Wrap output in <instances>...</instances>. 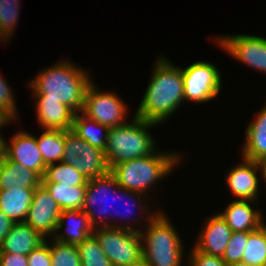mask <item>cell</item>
Here are the masks:
<instances>
[{
	"mask_svg": "<svg viewBox=\"0 0 266 266\" xmlns=\"http://www.w3.org/2000/svg\"><path fill=\"white\" fill-rule=\"evenodd\" d=\"M125 266H150V265L148 264V262L145 259L142 258L138 262H135V263H132L129 265H125Z\"/></svg>",
	"mask_w": 266,
	"mask_h": 266,
	"instance_id": "60d3db41",
	"label": "cell"
},
{
	"mask_svg": "<svg viewBox=\"0 0 266 266\" xmlns=\"http://www.w3.org/2000/svg\"><path fill=\"white\" fill-rule=\"evenodd\" d=\"M35 188L0 190V210L14 223L24 222Z\"/></svg>",
	"mask_w": 266,
	"mask_h": 266,
	"instance_id": "7402d4cb",
	"label": "cell"
},
{
	"mask_svg": "<svg viewBox=\"0 0 266 266\" xmlns=\"http://www.w3.org/2000/svg\"><path fill=\"white\" fill-rule=\"evenodd\" d=\"M5 156L18 164L35 171L43 178L46 165L36 142V136L26 131H18L10 140L6 142Z\"/></svg>",
	"mask_w": 266,
	"mask_h": 266,
	"instance_id": "4fadbf2b",
	"label": "cell"
},
{
	"mask_svg": "<svg viewBox=\"0 0 266 266\" xmlns=\"http://www.w3.org/2000/svg\"><path fill=\"white\" fill-rule=\"evenodd\" d=\"M37 75L29 83L34 99L58 100L76 113L82 111L85 91L92 82L89 72L68 60H62Z\"/></svg>",
	"mask_w": 266,
	"mask_h": 266,
	"instance_id": "7a4b0ae2",
	"label": "cell"
},
{
	"mask_svg": "<svg viewBox=\"0 0 266 266\" xmlns=\"http://www.w3.org/2000/svg\"><path fill=\"white\" fill-rule=\"evenodd\" d=\"M93 234L113 266L129 265L143 258L139 231L106 226L94 228Z\"/></svg>",
	"mask_w": 266,
	"mask_h": 266,
	"instance_id": "8992f818",
	"label": "cell"
},
{
	"mask_svg": "<svg viewBox=\"0 0 266 266\" xmlns=\"http://www.w3.org/2000/svg\"><path fill=\"white\" fill-rule=\"evenodd\" d=\"M260 228L264 231V235L266 237V224H265L264 220H262Z\"/></svg>",
	"mask_w": 266,
	"mask_h": 266,
	"instance_id": "7bdbcfd3",
	"label": "cell"
},
{
	"mask_svg": "<svg viewBox=\"0 0 266 266\" xmlns=\"http://www.w3.org/2000/svg\"><path fill=\"white\" fill-rule=\"evenodd\" d=\"M48 239L32 250L28 255V266H51V255Z\"/></svg>",
	"mask_w": 266,
	"mask_h": 266,
	"instance_id": "836d02e7",
	"label": "cell"
},
{
	"mask_svg": "<svg viewBox=\"0 0 266 266\" xmlns=\"http://www.w3.org/2000/svg\"><path fill=\"white\" fill-rule=\"evenodd\" d=\"M50 239L51 266H82L77 245Z\"/></svg>",
	"mask_w": 266,
	"mask_h": 266,
	"instance_id": "f1b7e54d",
	"label": "cell"
},
{
	"mask_svg": "<svg viewBox=\"0 0 266 266\" xmlns=\"http://www.w3.org/2000/svg\"><path fill=\"white\" fill-rule=\"evenodd\" d=\"M44 130L40 137H36L44 163L46 166L59 163L64 155L65 131L59 129Z\"/></svg>",
	"mask_w": 266,
	"mask_h": 266,
	"instance_id": "cb8c5ba5",
	"label": "cell"
},
{
	"mask_svg": "<svg viewBox=\"0 0 266 266\" xmlns=\"http://www.w3.org/2000/svg\"><path fill=\"white\" fill-rule=\"evenodd\" d=\"M250 200H234L219 214L233 232L255 231L262 223V213L253 209Z\"/></svg>",
	"mask_w": 266,
	"mask_h": 266,
	"instance_id": "ac0fdd59",
	"label": "cell"
},
{
	"mask_svg": "<svg viewBox=\"0 0 266 266\" xmlns=\"http://www.w3.org/2000/svg\"><path fill=\"white\" fill-rule=\"evenodd\" d=\"M123 194V195H122ZM144 194H142V193H139V192H132V191H129V190H127V189H124V188H122V187H118L116 190H115V201H118L119 200V197H120V200H122V197L126 200V199H129V200H132V201H127L126 200V202L127 203H129V202H132L131 204H132V206H134V205H136L137 204V206H139L140 207V210H142V211H144V212H146V214L149 212L148 210L151 208L150 206H148V204H146V203H148L147 202V200H148V198L146 199V197L145 196H143ZM124 199H123V201H124ZM137 199V200H136ZM143 199V200H142ZM135 200V201H134ZM146 200V201H145ZM127 205V204H126ZM130 205V204H129ZM131 206V207H132ZM129 207V206H128ZM132 209L133 208H131L130 210L132 211ZM129 210V209H128ZM128 211L129 213H131V211ZM117 212V211H116ZM119 212V211H118ZM120 213V212H119ZM119 213H118V215H117V213H115V215H117L115 218H117V217H119ZM134 213V212H133ZM132 214V213H131ZM123 215V216H122ZM122 215H120V216H122L123 218L122 219H124V218H128V217H130V216H126V215H124L123 213H122Z\"/></svg>",
	"mask_w": 266,
	"mask_h": 266,
	"instance_id": "1f68e13d",
	"label": "cell"
},
{
	"mask_svg": "<svg viewBox=\"0 0 266 266\" xmlns=\"http://www.w3.org/2000/svg\"><path fill=\"white\" fill-rule=\"evenodd\" d=\"M20 0H0V40L9 42L19 17ZM16 24V25H15Z\"/></svg>",
	"mask_w": 266,
	"mask_h": 266,
	"instance_id": "f546056e",
	"label": "cell"
},
{
	"mask_svg": "<svg viewBox=\"0 0 266 266\" xmlns=\"http://www.w3.org/2000/svg\"><path fill=\"white\" fill-rule=\"evenodd\" d=\"M188 266H227L220 256H214L201 251L195 247L189 253Z\"/></svg>",
	"mask_w": 266,
	"mask_h": 266,
	"instance_id": "d6a6232c",
	"label": "cell"
},
{
	"mask_svg": "<svg viewBox=\"0 0 266 266\" xmlns=\"http://www.w3.org/2000/svg\"><path fill=\"white\" fill-rule=\"evenodd\" d=\"M14 222L8 218L2 210H0V245L2 244L5 236L12 228Z\"/></svg>",
	"mask_w": 266,
	"mask_h": 266,
	"instance_id": "8d00e7d4",
	"label": "cell"
},
{
	"mask_svg": "<svg viewBox=\"0 0 266 266\" xmlns=\"http://www.w3.org/2000/svg\"><path fill=\"white\" fill-rule=\"evenodd\" d=\"M62 162L75 167L88 180L105 175L110 171L106 162L105 152L91 146L72 129L65 130Z\"/></svg>",
	"mask_w": 266,
	"mask_h": 266,
	"instance_id": "ba28073f",
	"label": "cell"
},
{
	"mask_svg": "<svg viewBox=\"0 0 266 266\" xmlns=\"http://www.w3.org/2000/svg\"><path fill=\"white\" fill-rule=\"evenodd\" d=\"M248 239L249 231L233 232L225 253L222 256L226 264L242 262V255L246 250Z\"/></svg>",
	"mask_w": 266,
	"mask_h": 266,
	"instance_id": "4dcf8cb0",
	"label": "cell"
},
{
	"mask_svg": "<svg viewBox=\"0 0 266 266\" xmlns=\"http://www.w3.org/2000/svg\"><path fill=\"white\" fill-rule=\"evenodd\" d=\"M72 130L91 146L105 151L109 127L101 125L82 112H79L75 114Z\"/></svg>",
	"mask_w": 266,
	"mask_h": 266,
	"instance_id": "603a6c76",
	"label": "cell"
},
{
	"mask_svg": "<svg viewBox=\"0 0 266 266\" xmlns=\"http://www.w3.org/2000/svg\"><path fill=\"white\" fill-rule=\"evenodd\" d=\"M185 100L208 102L220 93L222 77L217 67L207 61H196L182 68Z\"/></svg>",
	"mask_w": 266,
	"mask_h": 266,
	"instance_id": "9c48e42d",
	"label": "cell"
},
{
	"mask_svg": "<svg viewBox=\"0 0 266 266\" xmlns=\"http://www.w3.org/2000/svg\"><path fill=\"white\" fill-rule=\"evenodd\" d=\"M126 107V103L115 92H103L92 81L85 91L81 112L101 125L112 128L127 122Z\"/></svg>",
	"mask_w": 266,
	"mask_h": 266,
	"instance_id": "30bf717a",
	"label": "cell"
},
{
	"mask_svg": "<svg viewBox=\"0 0 266 266\" xmlns=\"http://www.w3.org/2000/svg\"><path fill=\"white\" fill-rule=\"evenodd\" d=\"M242 158L257 162L266 156V104L245 130Z\"/></svg>",
	"mask_w": 266,
	"mask_h": 266,
	"instance_id": "44dd1931",
	"label": "cell"
},
{
	"mask_svg": "<svg viewBox=\"0 0 266 266\" xmlns=\"http://www.w3.org/2000/svg\"><path fill=\"white\" fill-rule=\"evenodd\" d=\"M156 125L134 115L129 122L110 128L104 151L108 167L111 169L120 162L152 155L157 147L148 129Z\"/></svg>",
	"mask_w": 266,
	"mask_h": 266,
	"instance_id": "5b68a950",
	"label": "cell"
},
{
	"mask_svg": "<svg viewBox=\"0 0 266 266\" xmlns=\"http://www.w3.org/2000/svg\"><path fill=\"white\" fill-rule=\"evenodd\" d=\"M13 95L14 94L12 93L10 86H8L7 81L3 79V76L0 74V106L17 118V106Z\"/></svg>",
	"mask_w": 266,
	"mask_h": 266,
	"instance_id": "e575fe53",
	"label": "cell"
},
{
	"mask_svg": "<svg viewBox=\"0 0 266 266\" xmlns=\"http://www.w3.org/2000/svg\"><path fill=\"white\" fill-rule=\"evenodd\" d=\"M88 179L75 167L59 162L46 167L42 183H60L66 186H87Z\"/></svg>",
	"mask_w": 266,
	"mask_h": 266,
	"instance_id": "484cf974",
	"label": "cell"
},
{
	"mask_svg": "<svg viewBox=\"0 0 266 266\" xmlns=\"http://www.w3.org/2000/svg\"><path fill=\"white\" fill-rule=\"evenodd\" d=\"M242 262L250 266H266V237L261 228L249 231V239L242 255Z\"/></svg>",
	"mask_w": 266,
	"mask_h": 266,
	"instance_id": "4316f807",
	"label": "cell"
},
{
	"mask_svg": "<svg viewBox=\"0 0 266 266\" xmlns=\"http://www.w3.org/2000/svg\"><path fill=\"white\" fill-rule=\"evenodd\" d=\"M241 164L231 169L226 176V185L230 192L238 200L258 201L260 178L257 172L260 171L259 165L253 160L242 158Z\"/></svg>",
	"mask_w": 266,
	"mask_h": 266,
	"instance_id": "5bb4252c",
	"label": "cell"
},
{
	"mask_svg": "<svg viewBox=\"0 0 266 266\" xmlns=\"http://www.w3.org/2000/svg\"><path fill=\"white\" fill-rule=\"evenodd\" d=\"M82 266H113L92 233L77 245Z\"/></svg>",
	"mask_w": 266,
	"mask_h": 266,
	"instance_id": "83f0119b",
	"label": "cell"
},
{
	"mask_svg": "<svg viewBox=\"0 0 266 266\" xmlns=\"http://www.w3.org/2000/svg\"><path fill=\"white\" fill-rule=\"evenodd\" d=\"M115 164L110 172L120 187L132 192L147 194L160 179L171 174L180 165L181 155L175 152H157ZM179 163V164H178ZM153 185V186H152Z\"/></svg>",
	"mask_w": 266,
	"mask_h": 266,
	"instance_id": "3957f363",
	"label": "cell"
},
{
	"mask_svg": "<svg viewBox=\"0 0 266 266\" xmlns=\"http://www.w3.org/2000/svg\"><path fill=\"white\" fill-rule=\"evenodd\" d=\"M65 222H68L65 227V234H61L60 230L64 229ZM94 231L87 214L79 209H66L61 210L58 219L56 232L53 239L62 243L78 245Z\"/></svg>",
	"mask_w": 266,
	"mask_h": 266,
	"instance_id": "2e32d148",
	"label": "cell"
},
{
	"mask_svg": "<svg viewBox=\"0 0 266 266\" xmlns=\"http://www.w3.org/2000/svg\"><path fill=\"white\" fill-rule=\"evenodd\" d=\"M259 168H260V172L262 175V178H260L262 181H264V183H266V156L262 157L261 159H259L257 161Z\"/></svg>",
	"mask_w": 266,
	"mask_h": 266,
	"instance_id": "f35d334b",
	"label": "cell"
},
{
	"mask_svg": "<svg viewBox=\"0 0 266 266\" xmlns=\"http://www.w3.org/2000/svg\"><path fill=\"white\" fill-rule=\"evenodd\" d=\"M0 266H28L27 255L0 253Z\"/></svg>",
	"mask_w": 266,
	"mask_h": 266,
	"instance_id": "d590c367",
	"label": "cell"
},
{
	"mask_svg": "<svg viewBox=\"0 0 266 266\" xmlns=\"http://www.w3.org/2000/svg\"><path fill=\"white\" fill-rule=\"evenodd\" d=\"M218 46L247 66L266 73V38L247 34L218 36Z\"/></svg>",
	"mask_w": 266,
	"mask_h": 266,
	"instance_id": "8fae6325",
	"label": "cell"
},
{
	"mask_svg": "<svg viewBox=\"0 0 266 266\" xmlns=\"http://www.w3.org/2000/svg\"><path fill=\"white\" fill-rule=\"evenodd\" d=\"M15 120L16 118L5 108L0 106V128L7 126L10 122Z\"/></svg>",
	"mask_w": 266,
	"mask_h": 266,
	"instance_id": "74e56055",
	"label": "cell"
},
{
	"mask_svg": "<svg viewBox=\"0 0 266 266\" xmlns=\"http://www.w3.org/2000/svg\"><path fill=\"white\" fill-rule=\"evenodd\" d=\"M118 187L119 185L117 183V180L110 171L105 175L88 180L82 211H84L87 214L90 223L94 228L109 226V227H123L134 231H140V229H138L132 223L130 224V222L128 223L129 225L125 223H120V224L112 223L111 225L109 220H112V218L110 219V217L113 216V219H115V214H113L111 210L108 209L107 205L109 202L108 198L109 195H112L113 196L112 201L115 200V190ZM105 202H107V204ZM95 206H99L100 209L98 208V211L95 210V208H97ZM110 213H112L113 215H110Z\"/></svg>",
	"mask_w": 266,
	"mask_h": 266,
	"instance_id": "52a82bcc",
	"label": "cell"
},
{
	"mask_svg": "<svg viewBox=\"0 0 266 266\" xmlns=\"http://www.w3.org/2000/svg\"><path fill=\"white\" fill-rule=\"evenodd\" d=\"M194 247L201 252L222 257L233 231L219 213L208 218Z\"/></svg>",
	"mask_w": 266,
	"mask_h": 266,
	"instance_id": "9a60e30c",
	"label": "cell"
},
{
	"mask_svg": "<svg viewBox=\"0 0 266 266\" xmlns=\"http://www.w3.org/2000/svg\"><path fill=\"white\" fill-rule=\"evenodd\" d=\"M61 210H82L87 186H66L60 183H42Z\"/></svg>",
	"mask_w": 266,
	"mask_h": 266,
	"instance_id": "d4e9b609",
	"label": "cell"
},
{
	"mask_svg": "<svg viewBox=\"0 0 266 266\" xmlns=\"http://www.w3.org/2000/svg\"><path fill=\"white\" fill-rule=\"evenodd\" d=\"M61 209L51 193L41 183L35 188L33 199L24 222L45 239L56 232Z\"/></svg>",
	"mask_w": 266,
	"mask_h": 266,
	"instance_id": "7c38bea8",
	"label": "cell"
},
{
	"mask_svg": "<svg viewBox=\"0 0 266 266\" xmlns=\"http://www.w3.org/2000/svg\"><path fill=\"white\" fill-rule=\"evenodd\" d=\"M45 241L35 229L26 222L14 223L0 245V253L28 255Z\"/></svg>",
	"mask_w": 266,
	"mask_h": 266,
	"instance_id": "d6986e66",
	"label": "cell"
},
{
	"mask_svg": "<svg viewBox=\"0 0 266 266\" xmlns=\"http://www.w3.org/2000/svg\"><path fill=\"white\" fill-rule=\"evenodd\" d=\"M4 138L0 132V158H3L6 152V140Z\"/></svg>",
	"mask_w": 266,
	"mask_h": 266,
	"instance_id": "ab89813d",
	"label": "cell"
},
{
	"mask_svg": "<svg viewBox=\"0 0 266 266\" xmlns=\"http://www.w3.org/2000/svg\"><path fill=\"white\" fill-rule=\"evenodd\" d=\"M227 266H250V265L244 262H236V263L227 264Z\"/></svg>",
	"mask_w": 266,
	"mask_h": 266,
	"instance_id": "b9f144b4",
	"label": "cell"
},
{
	"mask_svg": "<svg viewBox=\"0 0 266 266\" xmlns=\"http://www.w3.org/2000/svg\"><path fill=\"white\" fill-rule=\"evenodd\" d=\"M153 70L135 116L160 124L185 101L183 72L182 68L173 65L161 55L157 57Z\"/></svg>",
	"mask_w": 266,
	"mask_h": 266,
	"instance_id": "6da1fadb",
	"label": "cell"
},
{
	"mask_svg": "<svg viewBox=\"0 0 266 266\" xmlns=\"http://www.w3.org/2000/svg\"><path fill=\"white\" fill-rule=\"evenodd\" d=\"M147 215L146 228H139L143 259L150 266H181L183 242L170 219L163 212Z\"/></svg>",
	"mask_w": 266,
	"mask_h": 266,
	"instance_id": "277c9868",
	"label": "cell"
},
{
	"mask_svg": "<svg viewBox=\"0 0 266 266\" xmlns=\"http://www.w3.org/2000/svg\"><path fill=\"white\" fill-rule=\"evenodd\" d=\"M37 121L44 129H72L76 112L68 105L53 99H35Z\"/></svg>",
	"mask_w": 266,
	"mask_h": 266,
	"instance_id": "e0dca14e",
	"label": "cell"
},
{
	"mask_svg": "<svg viewBox=\"0 0 266 266\" xmlns=\"http://www.w3.org/2000/svg\"><path fill=\"white\" fill-rule=\"evenodd\" d=\"M41 183L42 178L35 171L9 160L6 156L0 158V190L36 188Z\"/></svg>",
	"mask_w": 266,
	"mask_h": 266,
	"instance_id": "ffe728a7",
	"label": "cell"
}]
</instances>
